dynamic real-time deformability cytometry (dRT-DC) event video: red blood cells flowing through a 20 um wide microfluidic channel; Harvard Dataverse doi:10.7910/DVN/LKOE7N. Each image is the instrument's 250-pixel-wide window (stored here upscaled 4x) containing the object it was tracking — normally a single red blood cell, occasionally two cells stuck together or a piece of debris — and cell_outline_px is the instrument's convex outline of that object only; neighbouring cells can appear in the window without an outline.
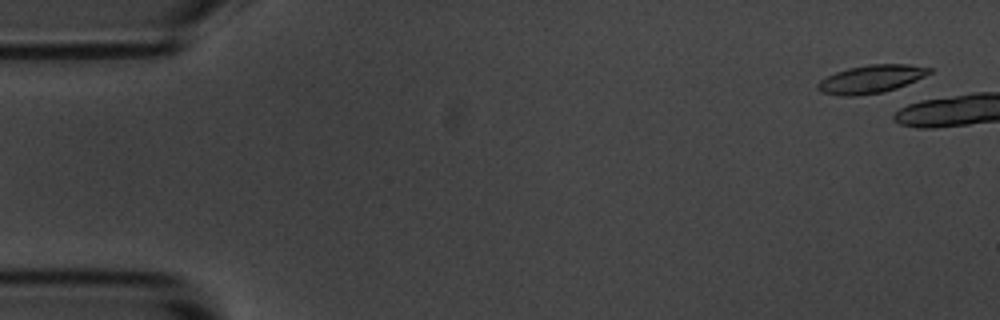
{"species": "common noctule bat (a hibernating species)", "species_latin": "Nyctalus noctula", "temperature_condition": "room temperature", "stored_images_in_passage": 7, "camera_frame_rate_fps": 3000, "um_per_image_px": 0.085, "animal": {"sex": "male", "body_mass_g": 20.1, "forearm_length_mm": 53.5}, "frame": {"image": 1, "passage_image": 3, "time_ms": 0.667, "image_size_px": [1000, 320], "cell_outline_px": [[932, 72], [916, 80], [896, 88], [884, 92], [856, 96], [840, 96], [820, 92], [816, 88], [816, 84], [820, 80], [836, 72], [848, 68], [868, 64], [908, 64], [932, 68]], "centroid_in_image_um": [74.01, 6.72], "position_along_channel_um": 11.0, "area_um2": 18.32}}